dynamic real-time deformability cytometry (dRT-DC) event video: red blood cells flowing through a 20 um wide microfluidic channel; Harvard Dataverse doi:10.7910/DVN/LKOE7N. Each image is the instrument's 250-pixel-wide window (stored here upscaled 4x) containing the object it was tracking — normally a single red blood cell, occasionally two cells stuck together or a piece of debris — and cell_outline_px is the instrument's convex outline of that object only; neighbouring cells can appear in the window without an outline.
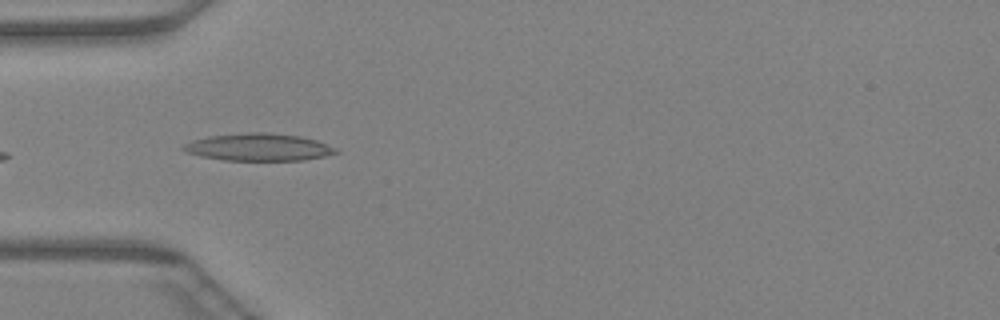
{"species": "Egyptian fruit bat (a non-hibernating species)", "species_latin": "Rousettus aegyptiacus", "temperature_condition": "warm", "stored_images_in_passage": 6, "camera_frame_rate_fps": 3000, "um_per_image_px": 0.085, "animal": {"sex": "female"}, "frame": {"image": 1, "passage_image": 2, "time_ms": 0.333, "image_size_px": [1000, 320], "cell_outline_px": [[340, 152], [324, 156], [304, 160], [224, 160], [200, 156], [188, 152], [180, 148], [184, 144], [192, 140], [208, 136], [248, 132], [268, 132], [300, 136], [316, 140], [336, 148]], "centroid_in_image_um": [21.97, 12.5], "position_along_channel_um": 63.0, "area_um2": 24.28}}
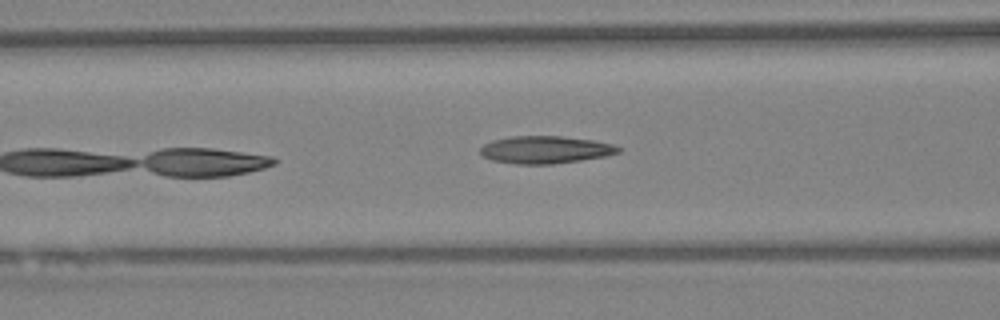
{"frame": {"image": 2, "passage_image": 6, "time_ms": 1.667, "image_size_px": [1000, 320], "cell_outline_px": [[624, 148], [620, 152], [604, 156], [580, 160], [552, 164], [516, 164], [492, 160], [480, 156], [480, 148], [484, 144], [492, 140], [508, 136], [560, 136], [592, 140], [612, 144]], "centroid_in_image_um": [46.32, 12.72], "position_along_channel_um": 120.3, "area_um2": 22.2}}